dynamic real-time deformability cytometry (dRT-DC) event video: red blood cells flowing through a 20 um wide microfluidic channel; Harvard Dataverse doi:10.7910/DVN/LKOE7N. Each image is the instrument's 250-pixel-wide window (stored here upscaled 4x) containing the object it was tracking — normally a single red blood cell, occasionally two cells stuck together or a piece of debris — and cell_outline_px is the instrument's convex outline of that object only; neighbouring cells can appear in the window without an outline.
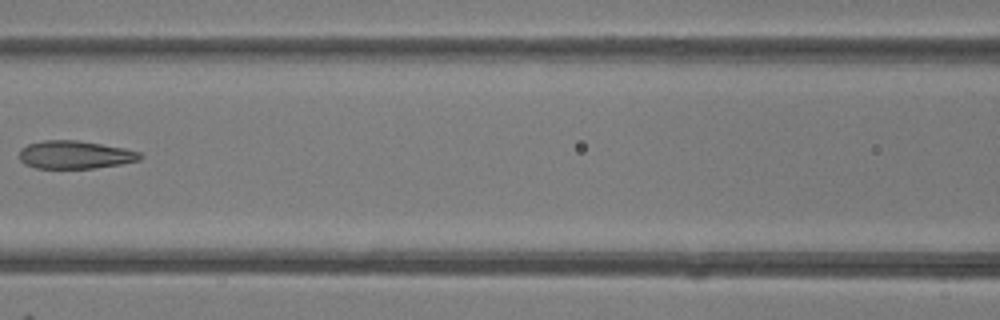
{"species": "common noctule bat (a hibernating species)", "species_latin": "Nyctalus noctula", "temperature_condition": "room temperature", "stored_images_in_passage": 6, "camera_frame_rate_fps": 3000, "um_per_image_px": 0.085, "animal": {"sex": "female"}, "frame": {"image": 1, "passage_image": 6, "time_ms": 6.333, "image_size_px": [1000, 320], "cell_outline_px": [[144, 156], [140, 160], [120, 164], [92, 168], [36, 168], [24, 164], [20, 160], [20, 148], [28, 144], [44, 140], [76, 140], [124, 148], [140, 152]], "centroid_in_image_um": [6.37, 13.15], "position_along_channel_um": 160.2, "area_um2": 19.65}}